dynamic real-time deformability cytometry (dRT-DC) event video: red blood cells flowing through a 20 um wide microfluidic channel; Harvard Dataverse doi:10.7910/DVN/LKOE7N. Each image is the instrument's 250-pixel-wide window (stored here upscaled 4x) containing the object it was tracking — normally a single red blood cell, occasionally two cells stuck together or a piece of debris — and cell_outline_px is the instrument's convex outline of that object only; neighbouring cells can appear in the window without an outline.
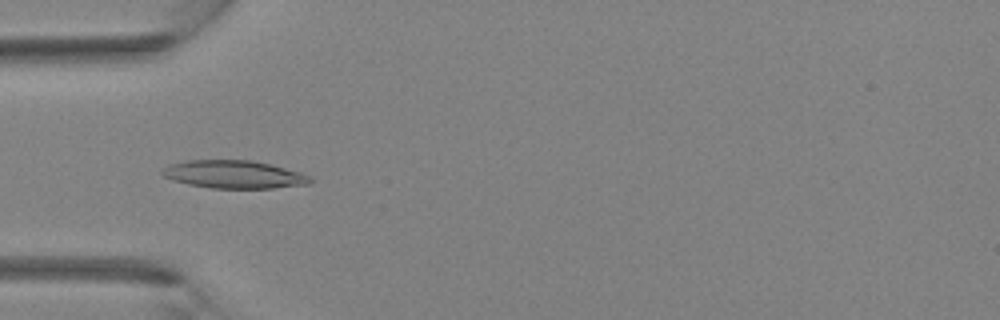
{"species": "Egyptian fruit bat (a non-hibernating species)", "species_latin": "Rousettus aegyptiacus", "temperature_condition": "room temperature", "stored_images_in_passage": 39, "camera_frame_rate_fps": 3000, "um_per_image_px": 0.085, "animal": {"sex": "female"}, "frame": {"image": 1, "passage_image": 12, "time_ms": 3.667, "image_size_px": [1000, 320], "cell_outline_px": [[312, 180], [308, 184], [272, 188], [212, 188], [188, 184], [172, 180], [164, 176], [160, 172], [168, 164], [188, 160], [252, 160], [272, 164], [300, 172], [312, 176]], "centroid_in_image_um": [19.89, 14.82], "position_along_channel_um": 65.1, "area_um2": 24.16}}
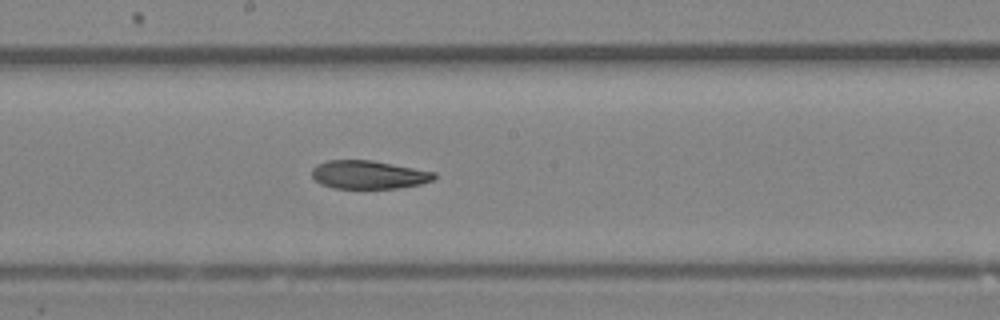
{"frame": {"image": 2, "passage_image": 21, "time_ms": 6.667, "image_size_px": [1000, 320], "cell_outline_px": [[436, 176], [432, 180], [420, 184], [396, 188], [332, 188], [320, 184], [312, 176], [312, 168], [316, 164], [328, 160], [372, 160], [436, 172]], "centroid_in_image_um": [31.3, 14.84], "position_along_channel_um": 216.9, "area_um2": 20.17}}
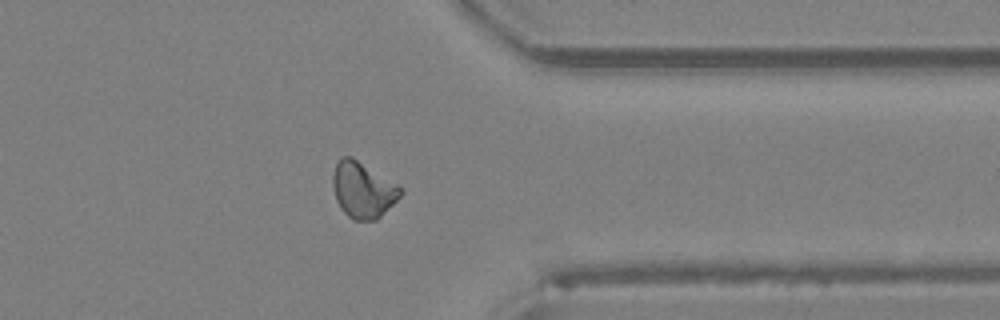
{"frame": {"image": 3, "passage_image": 31, "time_ms": 10.0, "image_size_px": [1000, 320], "cell_outline_px": [[404, 192], [376, 220], [352, 220], [340, 208], [336, 200], [332, 184], [332, 176], [336, 164], [340, 156], [352, 156], [404, 188]], "centroid_in_image_um": [30.83, 16.12], "position_along_channel_um": 380.6, "area_um2": 22.14}}